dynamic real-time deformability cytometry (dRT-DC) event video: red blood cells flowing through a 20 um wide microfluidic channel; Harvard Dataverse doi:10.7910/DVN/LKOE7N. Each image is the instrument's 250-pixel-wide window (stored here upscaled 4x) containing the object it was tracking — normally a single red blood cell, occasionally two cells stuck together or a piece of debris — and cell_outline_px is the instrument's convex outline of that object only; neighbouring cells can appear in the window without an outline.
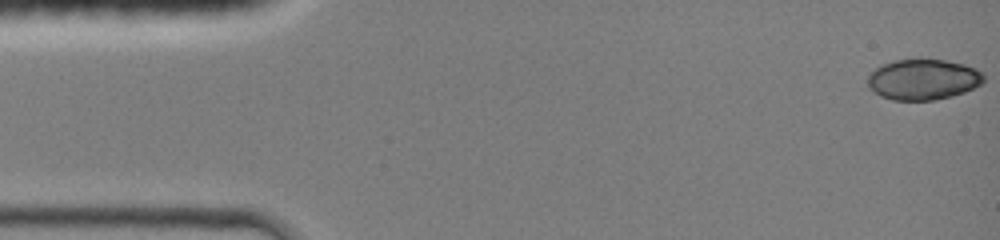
{"species": "common noctule bat (a hibernating species)", "species_latin": "Nyctalus noctula", "temperature_condition": "room temperature", "stored_images_in_passage": 44, "camera_frame_rate_fps": 3000, "um_per_image_px": 0.085, "animal": {"sex": "female", "body_mass_g": 19.0, "forearm_length_mm": 51.5}, "frame": {"image": 1, "passage_image": 1, "time_ms": 0.0, "image_size_px": [1000, 240], "cell_outline_px": [[984, 80], [980, 84], [964, 92], [952, 96], [936, 100], [892, 100], [880, 96], [872, 92], [868, 88], [868, 76], [880, 64], [896, 60], [944, 60], [964, 64], [980, 72], [984, 76]], "centroid_in_image_um": [78.41, 6.77], "position_along_channel_um": 6.6, "area_um2": 27.34}}
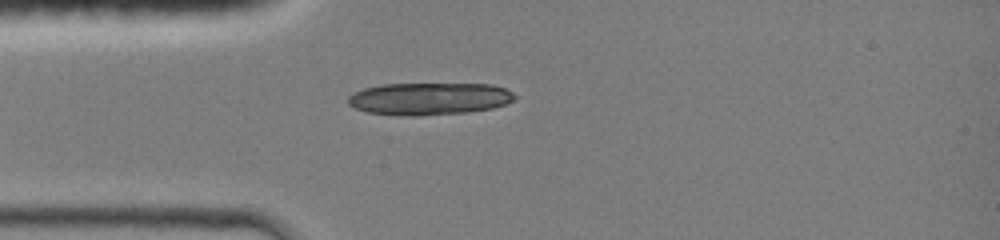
{"frame": {"image": 2, "passage_image": 12, "time_ms": 3.667, "image_size_px": [1000, 240], "cell_outline_px": [[516, 96], [512, 100], [504, 104], [492, 108], [468, 112], [416, 116], [400, 116], [368, 112], [356, 108], [348, 104], [348, 96], [364, 88], [384, 84], [492, 84], [504, 88], [512, 92]], "centroid_in_image_um": [36.47, 8.39], "position_along_channel_um": 48.5, "area_um2": 31.27}}